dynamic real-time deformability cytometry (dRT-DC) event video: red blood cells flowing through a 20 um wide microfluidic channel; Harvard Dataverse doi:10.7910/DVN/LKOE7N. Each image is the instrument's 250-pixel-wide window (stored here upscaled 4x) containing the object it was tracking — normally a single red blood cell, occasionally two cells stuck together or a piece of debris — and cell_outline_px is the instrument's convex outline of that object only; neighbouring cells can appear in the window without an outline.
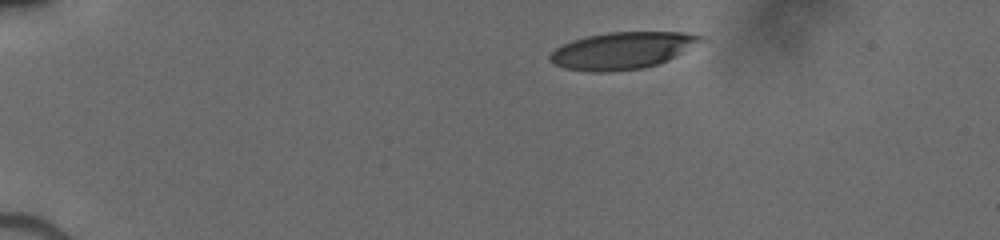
{"species": "human", "species_latin": "Homo sapiens", "temperature_condition": "cold", "stored_images_in_passage": 42, "camera_frame_rate_fps": 3000, "um_per_image_px": 0.085, "donor": {"sex": "male"}, "frame": {"image": 1, "passage_image": 1, "time_ms": 0.0, "image_size_px": [1000, 240], "cell_outline_px": [[704, 36], [700, 40], [668, 60], [644, 68], [608, 72], [592, 72], [564, 68], [552, 64], [548, 60], [548, 56], [556, 48], [572, 40], [584, 36], [608, 32], [684, 32]], "centroid_in_image_um": [52.79, 4.3], "position_along_channel_um": 32.2, "area_um2": 32.19}}
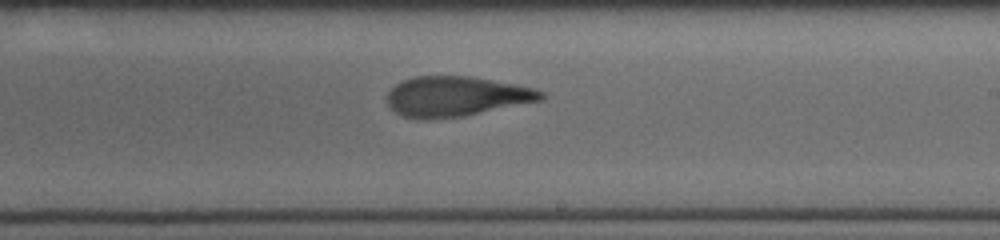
{"frame": {"image": 2, "passage_image": 23, "time_ms": 7.333, "image_size_px": [1000, 240], "cell_outline_px": [[548, 96], [544, 100], [464, 116], [428, 120], [424, 120], [404, 116], [396, 112], [388, 104], [388, 92], [396, 84], [404, 80], [416, 76], [472, 76], [516, 84], [532, 88], [544, 92]], "centroid_in_image_um": [38.82, 8.2], "position_along_channel_um": 250.2, "area_um2": 36.07}}
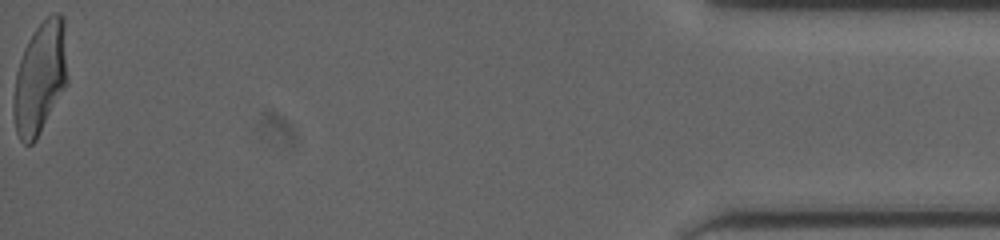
{"frame": {"image": 3, "passage_image": 42, "time_ms": 13.667, "image_size_px": [1000, 240], "cell_outline_px": [[68, 84], [36, 140], [32, 144], [24, 144], [20, 140], [16, 132], [12, 116], [12, 104], [16, 72], [24, 48], [28, 40], [36, 28], [52, 12], [60, 12], [64, 20], [68, 80]], "centroid_in_image_um": [3.41, 6.65], "position_along_channel_um": 431.8, "area_um2": 35.78}}